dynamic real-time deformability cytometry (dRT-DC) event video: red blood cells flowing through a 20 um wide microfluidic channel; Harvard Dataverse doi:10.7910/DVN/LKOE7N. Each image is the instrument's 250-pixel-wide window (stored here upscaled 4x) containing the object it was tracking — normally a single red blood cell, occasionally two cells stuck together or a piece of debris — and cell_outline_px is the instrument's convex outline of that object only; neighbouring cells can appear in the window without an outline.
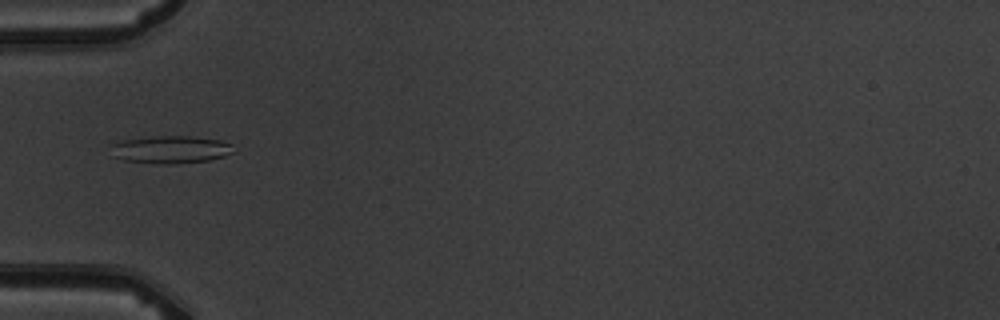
{"species": "common noctule bat (a hibernating species)", "species_latin": "Nyctalus noctula", "temperature_condition": "warm", "stored_images_in_passage": 7, "camera_frame_rate_fps": 3000, "um_per_image_px": 0.085, "animal": {"sex": "male", "body_mass_g": 19.5, "forearm_length_mm": 54.6}, "frame": {"image": 1, "passage_image": 4, "time_ms": 3.667, "image_size_px": [1000, 320], "cell_outline_px": [[236, 152], [224, 156], [208, 160], [176, 164], [164, 164], [124, 160], [112, 156], [108, 144], [120, 140], [152, 136], [192, 136], [220, 140], [232, 144]], "centroid_in_image_um": [14.47, 12.7], "position_along_channel_um": 70.5, "area_um2": 20.11}}
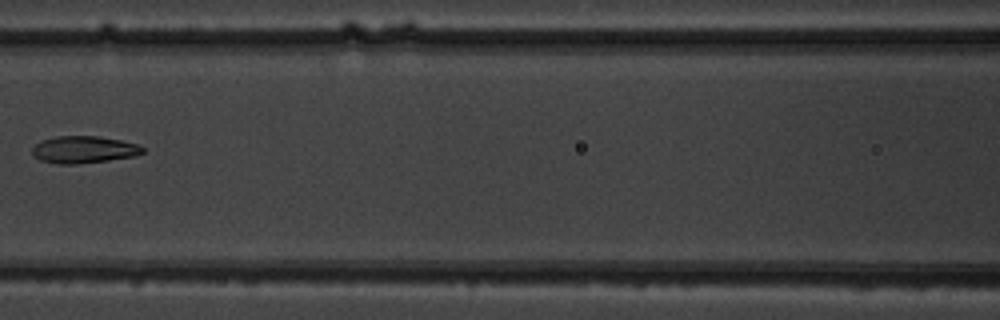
{"frame": {"image": 2, "passage_image": 6, "time_ms": 6.0, "image_size_px": [1000, 320], "cell_outline_px": [[144, 152], [136, 156], [108, 160], [76, 164], [56, 164], [40, 160], [32, 152], [32, 148], [40, 140], [56, 136], [100, 136], [120, 140], [136, 144], [144, 148]], "centroid_in_image_um": [7.11, 12.71], "position_along_channel_um": 159.5, "area_um2": 17.46}}
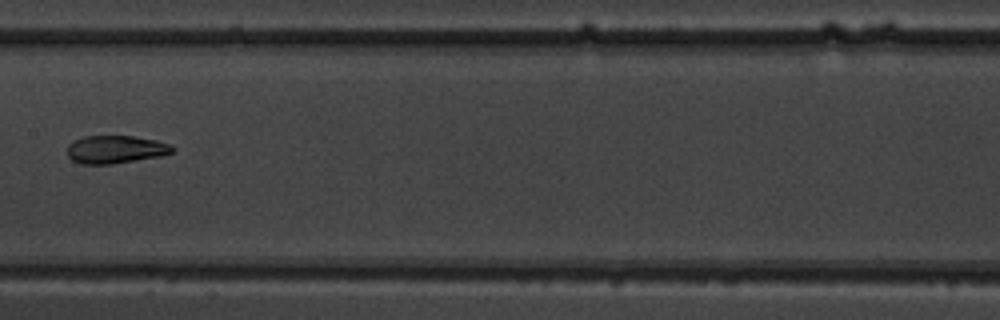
{"frame": {"image": 3, "passage_image": 7, "time_ms": 7.0, "image_size_px": [1000, 320], "cell_outline_px": [[176, 148], [172, 152], [160, 156], [112, 164], [84, 164], [72, 160], [68, 156], [68, 144], [72, 140], [80, 136], [132, 136], [156, 140], [172, 144]], "centroid_in_image_um": [9.82, 12.69], "position_along_channel_um": 197.6, "area_um2": 17.22}}